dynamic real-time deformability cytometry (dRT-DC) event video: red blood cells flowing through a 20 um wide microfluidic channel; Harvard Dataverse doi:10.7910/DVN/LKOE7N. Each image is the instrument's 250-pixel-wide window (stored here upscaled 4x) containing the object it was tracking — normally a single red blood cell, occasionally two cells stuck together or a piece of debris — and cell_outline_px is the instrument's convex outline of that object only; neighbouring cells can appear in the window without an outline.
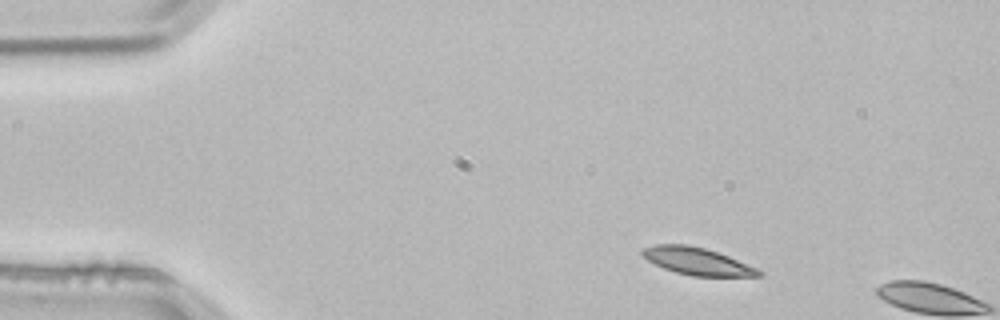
{"species": "common noctule bat (a hibernating species)", "species_latin": "Nyctalus noctula", "temperature_condition": "room temperature", "stored_images_in_passage": 2, "camera_frame_rate_fps": 3000, "um_per_image_px": 0.085, "animal": {"sex": "male", "body_mass_g": 21.5, "forearm_length_mm": 52.0}, "frame": {"image": 1, "passage_image": 1, "time_ms": 0.0, "image_size_px": [1000, 320], "cell_outline_px": [[764, 276], [692, 276], [676, 272], [664, 268], [648, 260], [640, 252], [640, 248], [656, 244], [688, 244], [704, 248], [728, 256], [756, 268], [764, 272]], "centroid_in_image_um": [59.24, 22.2], "position_along_channel_um": 25.8, "area_um2": 18.38}}